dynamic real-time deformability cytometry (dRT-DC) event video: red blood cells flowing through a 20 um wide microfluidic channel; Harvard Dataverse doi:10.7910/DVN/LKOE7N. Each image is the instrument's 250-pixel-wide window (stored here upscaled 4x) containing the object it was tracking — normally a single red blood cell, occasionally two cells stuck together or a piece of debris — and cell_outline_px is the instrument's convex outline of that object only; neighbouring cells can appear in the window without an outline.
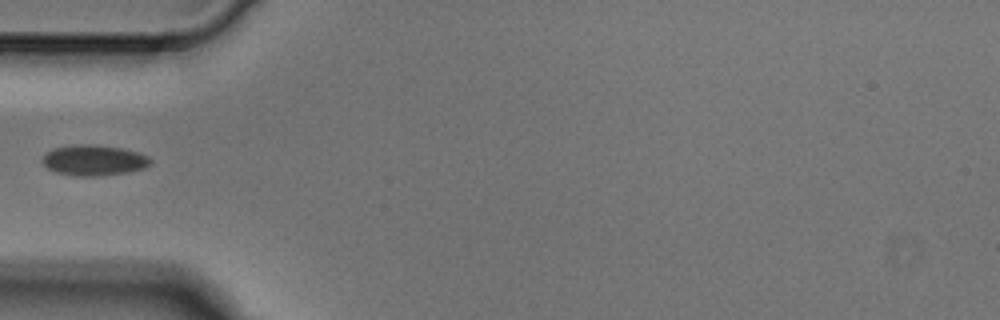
{"species": "Egyptian fruit bat (a non-hibernating species)", "species_latin": "Rousettus aegyptiacus", "temperature_condition": "cold", "stored_images_in_passage": 4, "camera_frame_rate_fps": 3000, "um_per_image_px": 0.085, "animal": {"sex": "male"}, "frame": {"image": 1, "passage_image": 4, "time_ms": 1.0, "image_size_px": [1000, 320], "cell_outline_px": [[152, 160], [144, 168], [128, 172], [96, 176], [76, 176], [56, 172], [48, 168], [44, 164], [44, 156], [52, 148], [72, 144], [92, 144], [120, 148], [136, 152], [148, 156]], "centroid_in_image_um": [7.97, 13.61], "position_along_channel_um": 77.0, "area_um2": 19.07}}